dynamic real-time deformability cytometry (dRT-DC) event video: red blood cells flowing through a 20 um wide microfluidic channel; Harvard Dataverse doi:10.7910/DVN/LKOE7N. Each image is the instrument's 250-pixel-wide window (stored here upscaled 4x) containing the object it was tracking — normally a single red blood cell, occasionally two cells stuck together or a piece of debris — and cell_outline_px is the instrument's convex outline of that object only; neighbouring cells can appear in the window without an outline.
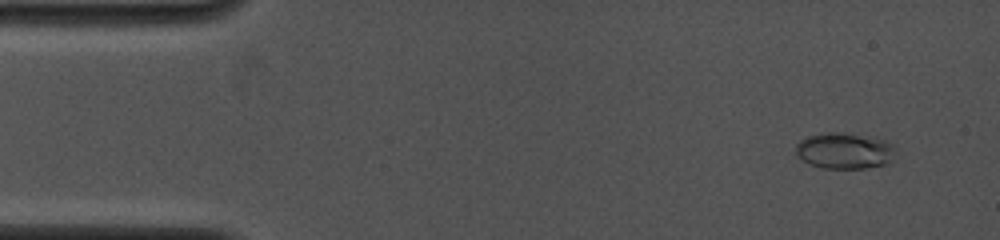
{"species": "common noctule bat (a hibernating species)", "species_latin": "Nyctalus noctula", "temperature_condition": "cold", "stored_images_in_passage": 18, "camera_frame_rate_fps": 4000, "um_per_image_px": 0.085, "animal": {"sex": "female", "body_mass_g": 19.0, "forearm_length_mm": 53.3}, "frame": {"image": 1, "passage_image": 3, "time_ms": 0.75, "image_size_px": [1000, 240], "cell_outline_px": [[896, 152], [892, 160], [888, 164], [868, 168], [820, 168], [808, 164], [796, 156], [796, 144], [804, 136], [820, 132], [844, 132], [884, 140], [892, 144], [896, 148]], "centroid_in_image_um": [71.75, 12.81], "position_along_channel_um": 13.2, "area_um2": 21.5}}
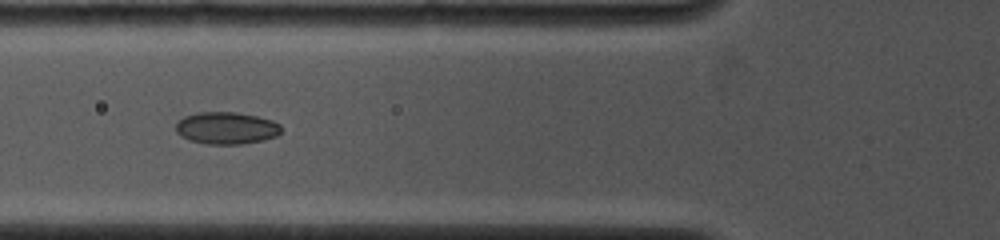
{"frame": {"image": 2, "passage_image": 14, "time_ms": 5.5, "image_size_px": [1000, 240], "cell_outline_px": [[280, 132], [276, 136], [264, 140], [240, 144], [208, 144], [192, 140], [180, 136], [176, 132], [176, 124], [184, 116], [196, 112], [236, 112], [256, 116], [272, 120], [280, 124]], "centroid_in_image_um": [19.24, 10.88], "position_along_channel_um": 106.6, "area_um2": 19.65}}
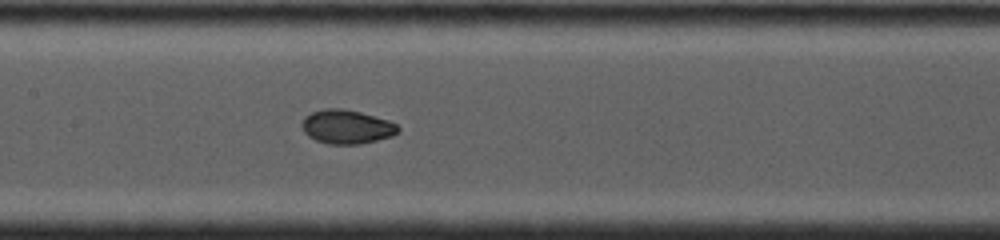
{"frame": {"image": 3, "passage_image": 18, "time_ms": 7.25, "image_size_px": [1000, 240], "cell_outline_px": [[400, 132], [392, 136], [360, 144], [328, 144], [316, 140], [308, 136], [304, 132], [300, 124], [304, 116], [312, 112], [324, 108], [344, 108], [360, 112], [388, 120], [396, 124], [400, 128]], "centroid_in_image_um": [29.45, 10.77], "position_along_channel_um": 177.9, "area_um2": 19.19}}